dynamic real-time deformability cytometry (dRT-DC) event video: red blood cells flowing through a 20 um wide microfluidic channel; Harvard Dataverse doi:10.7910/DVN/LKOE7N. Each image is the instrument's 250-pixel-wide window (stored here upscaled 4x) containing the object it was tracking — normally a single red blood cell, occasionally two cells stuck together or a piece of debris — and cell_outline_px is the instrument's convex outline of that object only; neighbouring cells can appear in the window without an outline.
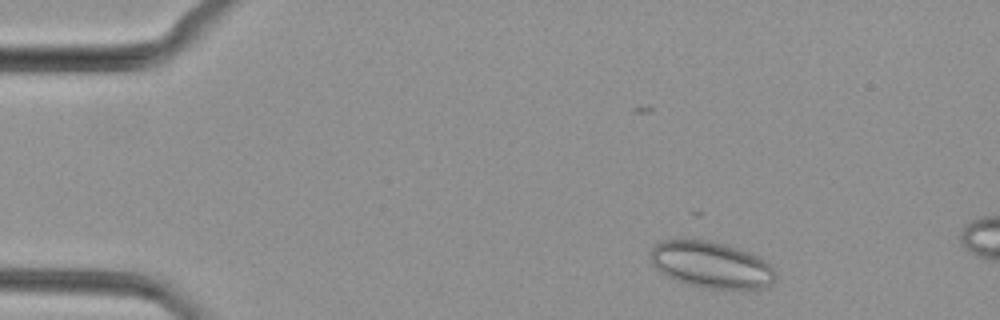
{"species": "common noctule bat (a hibernating species)", "species_latin": "Nyctalus noctula", "temperature_condition": "cold", "stored_images_in_passage": 31, "camera_frame_rate_fps": 3000, "um_per_image_px": 0.085, "animal": {"sex": "female", "body_mass_g": 29.2, "forearm_length_mm": 56.3}, "frame": {"image": 1, "passage_image": 2, "time_ms": 0.333, "image_size_px": [1000, 320], "cell_outline_px": [[776, 276], [772, 284], [764, 288], [704, 288], [688, 284], [676, 280], [660, 272], [652, 264], [648, 252], [660, 240], [684, 236], [708, 240], [724, 244], [760, 256], [776, 272]], "centroid_in_image_um": [60.39, 22.46], "position_along_channel_um": 24.6, "area_um2": 34.45}}
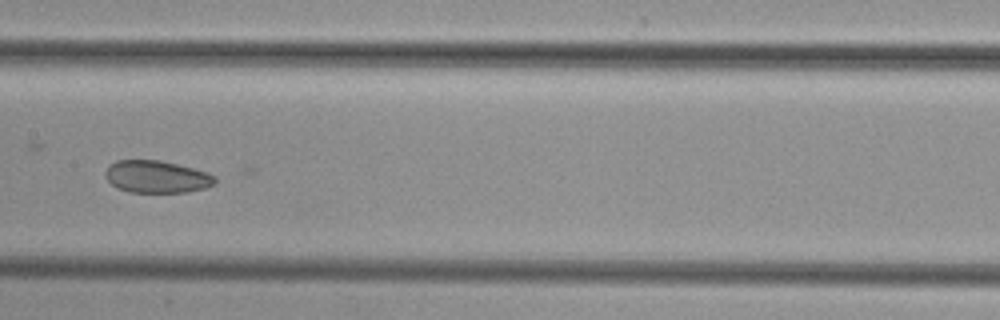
{"frame": {"image": 2, "passage_image": 20, "time_ms": 6.333, "image_size_px": [1000, 320], "cell_outline_px": [[216, 180], [212, 184], [204, 188], [188, 192], [128, 192], [116, 188], [104, 176], [104, 172], [108, 164], [116, 160], [160, 160], [208, 172], [216, 176]], "centroid_in_image_um": [13.27, 15.02], "position_along_channel_um": 194.1, "area_um2": 20.75}}
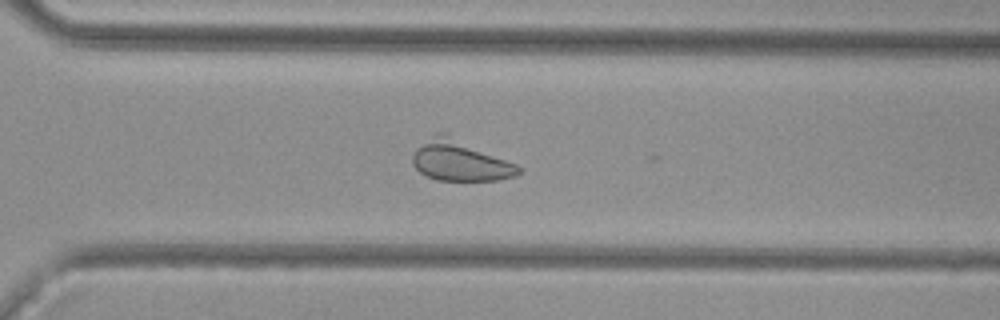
{"frame": {"image": 3, "passage_image": 30, "time_ms": 9.667, "image_size_px": [1000, 320], "cell_outline_px": [[520, 172], [512, 176], [496, 180], [436, 180], [420, 172], [412, 164], [412, 156], [416, 148], [436, 132], [448, 132], [516, 164], [520, 168]], "centroid_in_image_um": [39.07, 13.62], "position_along_channel_um": 331.5, "area_um2": 25.14}}